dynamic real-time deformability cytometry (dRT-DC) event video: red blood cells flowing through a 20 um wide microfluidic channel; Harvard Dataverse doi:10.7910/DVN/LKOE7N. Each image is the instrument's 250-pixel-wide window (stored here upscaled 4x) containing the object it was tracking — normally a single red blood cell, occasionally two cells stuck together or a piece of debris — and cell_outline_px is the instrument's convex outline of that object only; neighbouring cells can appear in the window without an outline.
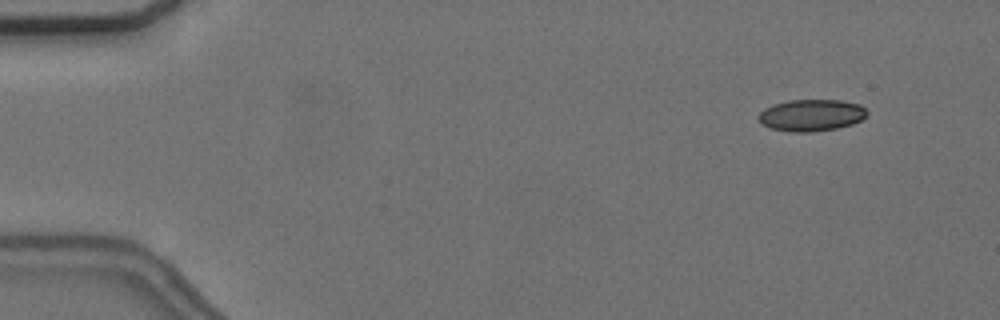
{"species": "common noctule bat (a hibernating species)", "species_latin": "Nyctalus noctula", "temperature_condition": "cold", "stored_images_in_passage": 6, "camera_frame_rate_fps": 3000, "um_per_image_px": 0.085, "animal": {"sex": "female", "body_mass_g": 24.6, "forearm_length_mm": 56.2}, "frame": {"image": 1, "passage_image": 2, "time_ms": 1.333, "image_size_px": [1000, 320], "cell_outline_px": [[868, 112], [860, 120], [852, 124], [836, 128], [812, 132], [792, 132], [772, 128], [764, 124], [756, 116], [764, 108], [772, 104], [788, 100], [840, 100], [860, 104]], "centroid_in_image_um": [68.95, 9.78], "position_along_channel_um": 16.1, "area_um2": 20.0}}
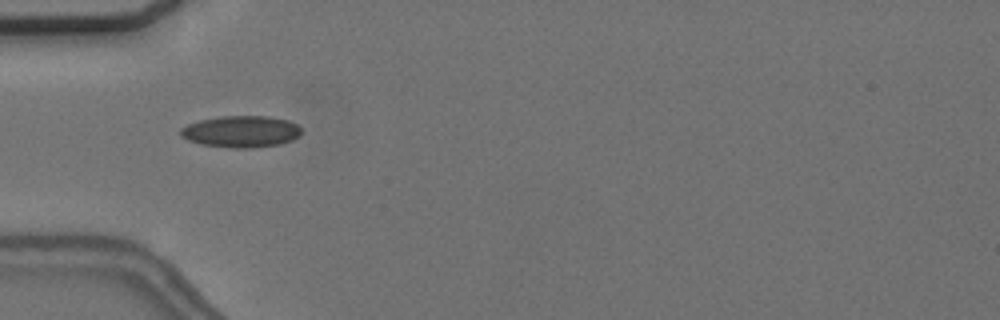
{"frame": {"image": 2, "passage_image": 5, "time_ms": 5.667, "image_size_px": [1000, 320], "cell_outline_px": [[300, 136], [292, 140], [280, 144], [252, 148], [228, 148], [200, 144], [188, 140], [180, 136], [180, 128], [188, 124], [200, 120], [220, 116], [268, 116], [288, 120], [296, 124], [300, 128]], "centroid_in_image_um": [20.47, 11.19], "position_along_channel_um": 64.5, "area_um2": 22.43}}